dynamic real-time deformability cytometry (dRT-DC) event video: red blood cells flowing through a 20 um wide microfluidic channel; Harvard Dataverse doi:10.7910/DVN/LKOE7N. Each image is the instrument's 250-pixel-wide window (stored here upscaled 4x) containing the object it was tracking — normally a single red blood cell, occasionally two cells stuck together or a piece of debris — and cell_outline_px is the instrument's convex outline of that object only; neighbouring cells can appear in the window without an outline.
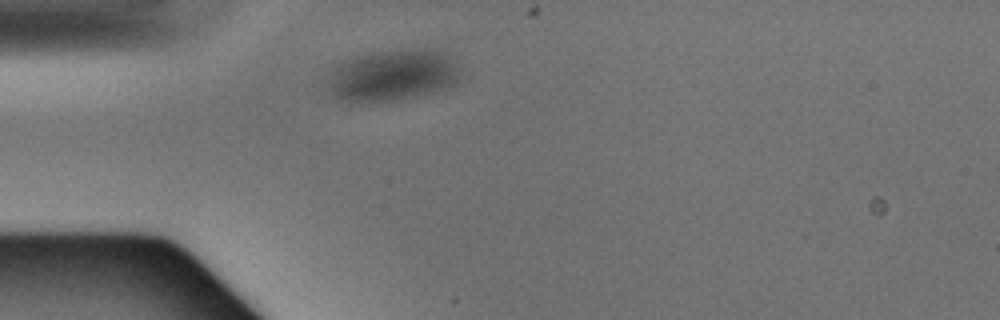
{"species": "Egyptian fruit bat (a non-hibernating species)", "species_latin": "Rousettus aegyptiacus", "temperature_condition": "warm", "stored_images_in_passage": 1, "camera_frame_rate_fps": 3000, "um_per_image_px": 0.085, "animal": {"sex": "male"}, "frame": {"image": 1, "passage_image": 1, "time_ms": 0.0, "image_size_px": [1000, 320], "cell_outline_px": [[460, 76], [448, 88], [436, 92], [400, 100], [344, 100], [328, 96], [328, 80], [336, 64], [356, 56], [384, 52], [424, 48], [436, 48], [444, 52], [452, 60]], "centroid_in_image_um": [33.37, 6.4], "position_along_channel_um": 51.6, "area_um2": 39.25}}